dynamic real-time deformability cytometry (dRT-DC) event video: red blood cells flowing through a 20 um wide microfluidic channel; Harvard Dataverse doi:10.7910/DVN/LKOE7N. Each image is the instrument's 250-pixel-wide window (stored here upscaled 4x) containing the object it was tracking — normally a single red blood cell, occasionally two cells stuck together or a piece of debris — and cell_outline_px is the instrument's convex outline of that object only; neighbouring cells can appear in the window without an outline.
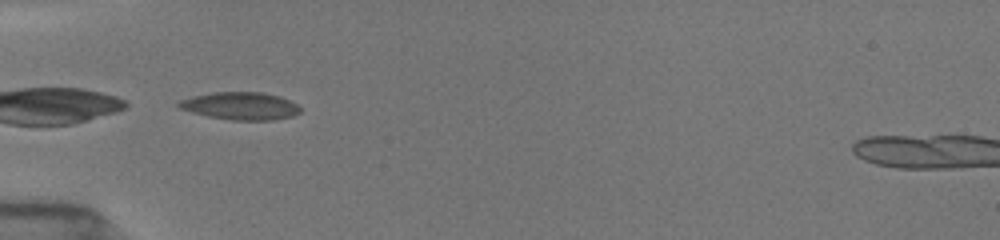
{"species": "common noctule bat (a hibernating species)", "species_latin": "Nyctalus noctula", "temperature_condition": "room temperature", "stored_images_in_passage": 29, "camera_frame_rate_fps": 3000, "um_per_image_px": 0.085, "animal": {"sex": "female", "body_mass_g": 19.5, "forearm_length_mm": 54.1}, "frame": {"image": 1, "passage_image": 1, "time_ms": 0.0, "image_size_px": [1000, 240], "cell_outline_px": [[300, 112], [292, 116], [272, 120], [232, 120], [208, 116], [192, 112], [180, 108], [176, 104], [180, 100], [192, 96], [212, 92], [264, 92], [280, 96], [296, 104], [300, 108]], "centroid_in_image_um": [20.43, 9.0], "position_along_channel_um": 64.6, "area_um2": 19.48}}
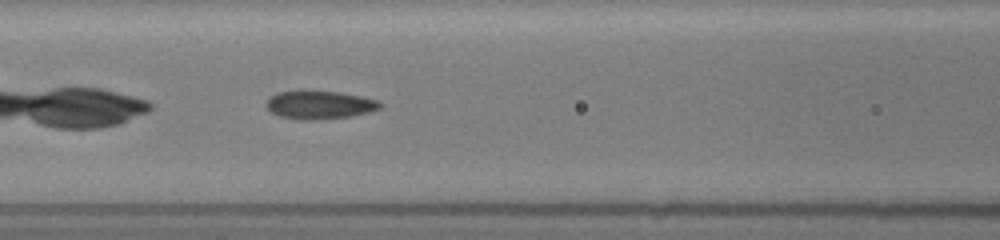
{"frame": {"image": 2, "passage_image": 7, "time_ms": 2.0, "image_size_px": [1000, 240], "cell_outline_px": [[384, 104], [380, 108], [368, 112], [348, 116], [308, 120], [280, 116], [272, 112], [264, 104], [276, 92], [304, 88], [340, 92], [380, 100]], "centroid_in_image_um": [27.15, 8.85], "position_along_channel_um": 139.4, "area_um2": 19.07}}
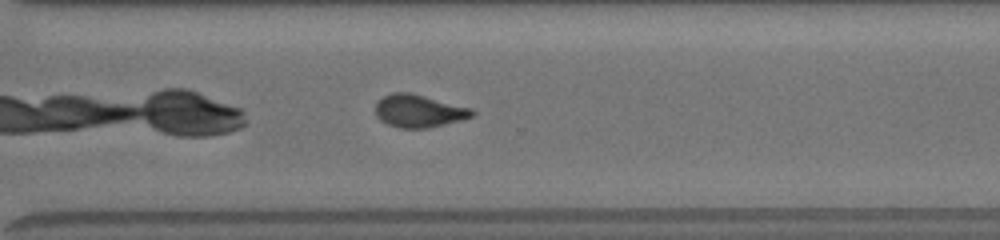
{"frame": {"image": 3, "passage_image": 22, "time_ms": 7.0, "image_size_px": [1000, 240], "cell_outline_px": [[476, 116], [464, 120], [428, 128], [400, 128], [388, 124], [380, 120], [376, 116], [376, 100], [392, 92], [412, 92], [472, 108], [476, 112]], "centroid_in_image_um": [35.64, 9.43], "position_along_channel_um": 335.0, "area_um2": 18.84}, "authors_computed_cell_mechanics": {"area_um2": 18.8428, "velocity_mm_per_s": 3.9223, "shape_relaxation_time_tau1_ms": null, "shape_relaxation_time_tau2_ms": 1.6806, "deformation_change_tau1": null, "deformation_change_tau2": 0.0866}}